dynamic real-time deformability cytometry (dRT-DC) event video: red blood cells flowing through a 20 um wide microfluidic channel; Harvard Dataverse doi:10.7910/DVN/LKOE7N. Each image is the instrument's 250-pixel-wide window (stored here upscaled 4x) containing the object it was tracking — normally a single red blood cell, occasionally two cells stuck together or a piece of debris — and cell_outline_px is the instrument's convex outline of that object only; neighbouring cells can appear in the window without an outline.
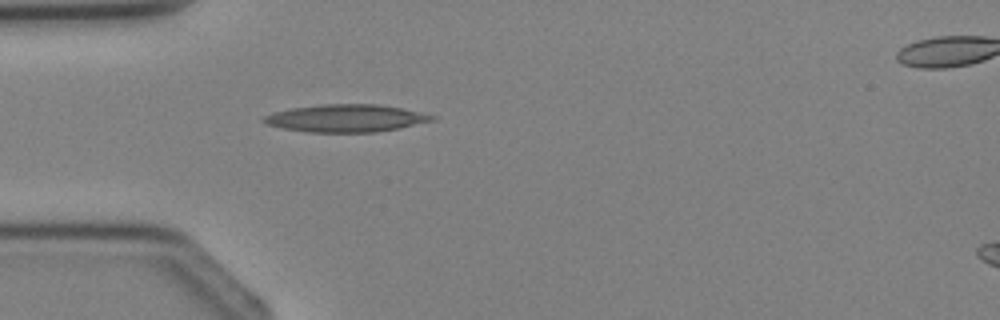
{"species": "Egyptian fruit bat (a non-hibernating species)", "species_latin": "Rousettus aegyptiacus", "temperature_condition": "cold", "stored_images_in_passage": 2, "camera_frame_rate_fps": 3000, "um_per_image_px": 0.085, "animal": {"sex": "female"}, "frame": {"image": 1, "passage_image": 1, "time_ms": 0.0, "image_size_px": [1000, 320], "cell_outline_px": [[436, 120], [400, 128], [376, 132], [308, 132], [284, 128], [268, 124], [260, 120], [264, 116], [272, 112], [292, 108], [324, 104], [376, 104], [400, 108], [420, 112], [436, 116]], "centroid_in_image_um": [29.42, 10.05], "position_along_channel_um": 55.6, "area_um2": 26.88}}